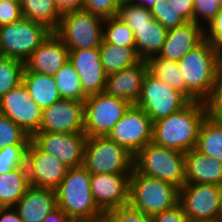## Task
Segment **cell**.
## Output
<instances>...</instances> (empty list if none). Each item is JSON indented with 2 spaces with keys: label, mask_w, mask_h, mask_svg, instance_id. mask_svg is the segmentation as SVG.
Wrapping results in <instances>:
<instances>
[{
  "label": "cell",
  "mask_w": 222,
  "mask_h": 222,
  "mask_svg": "<svg viewBox=\"0 0 222 222\" xmlns=\"http://www.w3.org/2000/svg\"><path fill=\"white\" fill-rule=\"evenodd\" d=\"M206 116L204 102H191L183 110L153 122L152 142L185 153L196 147Z\"/></svg>",
  "instance_id": "obj_1"
},
{
  "label": "cell",
  "mask_w": 222,
  "mask_h": 222,
  "mask_svg": "<svg viewBox=\"0 0 222 222\" xmlns=\"http://www.w3.org/2000/svg\"><path fill=\"white\" fill-rule=\"evenodd\" d=\"M221 57L210 41L204 39L178 61L186 89L204 102L214 86Z\"/></svg>",
  "instance_id": "obj_2"
},
{
  "label": "cell",
  "mask_w": 222,
  "mask_h": 222,
  "mask_svg": "<svg viewBox=\"0 0 222 222\" xmlns=\"http://www.w3.org/2000/svg\"><path fill=\"white\" fill-rule=\"evenodd\" d=\"M56 194L57 206L68 218H90L104 214L93 199L91 174L83 165L68 169Z\"/></svg>",
  "instance_id": "obj_3"
},
{
  "label": "cell",
  "mask_w": 222,
  "mask_h": 222,
  "mask_svg": "<svg viewBox=\"0 0 222 222\" xmlns=\"http://www.w3.org/2000/svg\"><path fill=\"white\" fill-rule=\"evenodd\" d=\"M133 168L140 174L167 181L178 188L185 185V153L153 142L134 155Z\"/></svg>",
  "instance_id": "obj_4"
},
{
  "label": "cell",
  "mask_w": 222,
  "mask_h": 222,
  "mask_svg": "<svg viewBox=\"0 0 222 222\" xmlns=\"http://www.w3.org/2000/svg\"><path fill=\"white\" fill-rule=\"evenodd\" d=\"M129 202L153 216L179 204V188L167 181L140 174L133 168Z\"/></svg>",
  "instance_id": "obj_5"
},
{
  "label": "cell",
  "mask_w": 222,
  "mask_h": 222,
  "mask_svg": "<svg viewBox=\"0 0 222 222\" xmlns=\"http://www.w3.org/2000/svg\"><path fill=\"white\" fill-rule=\"evenodd\" d=\"M134 156L108 136L87 137L83 166L90 174H131Z\"/></svg>",
  "instance_id": "obj_6"
},
{
  "label": "cell",
  "mask_w": 222,
  "mask_h": 222,
  "mask_svg": "<svg viewBox=\"0 0 222 222\" xmlns=\"http://www.w3.org/2000/svg\"><path fill=\"white\" fill-rule=\"evenodd\" d=\"M104 18L81 9L62 14L54 33L68 50L100 47L103 41Z\"/></svg>",
  "instance_id": "obj_7"
},
{
  "label": "cell",
  "mask_w": 222,
  "mask_h": 222,
  "mask_svg": "<svg viewBox=\"0 0 222 222\" xmlns=\"http://www.w3.org/2000/svg\"><path fill=\"white\" fill-rule=\"evenodd\" d=\"M52 32L44 24L22 17L0 27V51L5 57L25 62Z\"/></svg>",
  "instance_id": "obj_8"
},
{
  "label": "cell",
  "mask_w": 222,
  "mask_h": 222,
  "mask_svg": "<svg viewBox=\"0 0 222 222\" xmlns=\"http://www.w3.org/2000/svg\"><path fill=\"white\" fill-rule=\"evenodd\" d=\"M191 101L149 71L144 77L142 92L136 105L157 121L183 110Z\"/></svg>",
  "instance_id": "obj_9"
},
{
  "label": "cell",
  "mask_w": 222,
  "mask_h": 222,
  "mask_svg": "<svg viewBox=\"0 0 222 222\" xmlns=\"http://www.w3.org/2000/svg\"><path fill=\"white\" fill-rule=\"evenodd\" d=\"M131 104L104 92L84 101V133L87 137L108 136Z\"/></svg>",
  "instance_id": "obj_10"
},
{
  "label": "cell",
  "mask_w": 222,
  "mask_h": 222,
  "mask_svg": "<svg viewBox=\"0 0 222 222\" xmlns=\"http://www.w3.org/2000/svg\"><path fill=\"white\" fill-rule=\"evenodd\" d=\"M222 186L185 184L179 188V204L190 222H217L221 208Z\"/></svg>",
  "instance_id": "obj_11"
},
{
  "label": "cell",
  "mask_w": 222,
  "mask_h": 222,
  "mask_svg": "<svg viewBox=\"0 0 222 222\" xmlns=\"http://www.w3.org/2000/svg\"><path fill=\"white\" fill-rule=\"evenodd\" d=\"M108 137L134 156L152 142L153 121L141 107L131 104Z\"/></svg>",
  "instance_id": "obj_12"
},
{
  "label": "cell",
  "mask_w": 222,
  "mask_h": 222,
  "mask_svg": "<svg viewBox=\"0 0 222 222\" xmlns=\"http://www.w3.org/2000/svg\"><path fill=\"white\" fill-rule=\"evenodd\" d=\"M0 114L8 117L30 137L39 132L42 110L22 82L0 98Z\"/></svg>",
  "instance_id": "obj_13"
},
{
  "label": "cell",
  "mask_w": 222,
  "mask_h": 222,
  "mask_svg": "<svg viewBox=\"0 0 222 222\" xmlns=\"http://www.w3.org/2000/svg\"><path fill=\"white\" fill-rule=\"evenodd\" d=\"M31 140L69 169L83 165L87 140L85 133L37 132Z\"/></svg>",
  "instance_id": "obj_14"
},
{
  "label": "cell",
  "mask_w": 222,
  "mask_h": 222,
  "mask_svg": "<svg viewBox=\"0 0 222 222\" xmlns=\"http://www.w3.org/2000/svg\"><path fill=\"white\" fill-rule=\"evenodd\" d=\"M30 185L56 190L65 178L68 167L51 154L42 151L32 140L26 154Z\"/></svg>",
  "instance_id": "obj_15"
},
{
  "label": "cell",
  "mask_w": 222,
  "mask_h": 222,
  "mask_svg": "<svg viewBox=\"0 0 222 222\" xmlns=\"http://www.w3.org/2000/svg\"><path fill=\"white\" fill-rule=\"evenodd\" d=\"M39 132L84 133V102L60 99L44 108Z\"/></svg>",
  "instance_id": "obj_16"
},
{
  "label": "cell",
  "mask_w": 222,
  "mask_h": 222,
  "mask_svg": "<svg viewBox=\"0 0 222 222\" xmlns=\"http://www.w3.org/2000/svg\"><path fill=\"white\" fill-rule=\"evenodd\" d=\"M131 174H91L92 196L104 213L129 202Z\"/></svg>",
  "instance_id": "obj_17"
},
{
  "label": "cell",
  "mask_w": 222,
  "mask_h": 222,
  "mask_svg": "<svg viewBox=\"0 0 222 222\" xmlns=\"http://www.w3.org/2000/svg\"><path fill=\"white\" fill-rule=\"evenodd\" d=\"M69 60L79 75L86 96L104 91L107 75L100 59L99 47L69 50Z\"/></svg>",
  "instance_id": "obj_18"
},
{
  "label": "cell",
  "mask_w": 222,
  "mask_h": 222,
  "mask_svg": "<svg viewBox=\"0 0 222 222\" xmlns=\"http://www.w3.org/2000/svg\"><path fill=\"white\" fill-rule=\"evenodd\" d=\"M69 60V50L52 32L24 62V71L54 76Z\"/></svg>",
  "instance_id": "obj_19"
},
{
  "label": "cell",
  "mask_w": 222,
  "mask_h": 222,
  "mask_svg": "<svg viewBox=\"0 0 222 222\" xmlns=\"http://www.w3.org/2000/svg\"><path fill=\"white\" fill-rule=\"evenodd\" d=\"M147 72L148 64L146 60H141L134 66L107 75L103 92L125 99L130 104H136L140 98L143 80Z\"/></svg>",
  "instance_id": "obj_20"
},
{
  "label": "cell",
  "mask_w": 222,
  "mask_h": 222,
  "mask_svg": "<svg viewBox=\"0 0 222 222\" xmlns=\"http://www.w3.org/2000/svg\"><path fill=\"white\" fill-rule=\"evenodd\" d=\"M204 39L205 31L202 26L194 21L186 22L168 30L165 43L157 56L178 62Z\"/></svg>",
  "instance_id": "obj_21"
},
{
  "label": "cell",
  "mask_w": 222,
  "mask_h": 222,
  "mask_svg": "<svg viewBox=\"0 0 222 222\" xmlns=\"http://www.w3.org/2000/svg\"><path fill=\"white\" fill-rule=\"evenodd\" d=\"M56 207V190L34 186L14 206L23 222H42Z\"/></svg>",
  "instance_id": "obj_22"
},
{
  "label": "cell",
  "mask_w": 222,
  "mask_h": 222,
  "mask_svg": "<svg viewBox=\"0 0 222 222\" xmlns=\"http://www.w3.org/2000/svg\"><path fill=\"white\" fill-rule=\"evenodd\" d=\"M185 184L222 186V163L195 148L185 152Z\"/></svg>",
  "instance_id": "obj_23"
},
{
  "label": "cell",
  "mask_w": 222,
  "mask_h": 222,
  "mask_svg": "<svg viewBox=\"0 0 222 222\" xmlns=\"http://www.w3.org/2000/svg\"><path fill=\"white\" fill-rule=\"evenodd\" d=\"M22 83L41 110L61 99L53 76L23 71Z\"/></svg>",
  "instance_id": "obj_24"
},
{
  "label": "cell",
  "mask_w": 222,
  "mask_h": 222,
  "mask_svg": "<svg viewBox=\"0 0 222 222\" xmlns=\"http://www.w3.org/2000/svg\"><path fill=\"white\" fill-rule=\"evenodd\" d=\"M166 30L157 20L152 18L148 24L134 26L136 51L142 60L158 55L165 43Z\"/></svg>",
  "instance_id": "obj_25"
},
{
  "label": "cell",
  "mask_w": 222,
  "mask_h": 222,
  "mask_svg": "<svg viewBox=\"0 0 222 222\" xmlns=\"http://www.w3.org/2000/svg\"><path fill=\"white\" fill-rule=\"evenodd\" d=\"M99 50L106 75L134 66L142 60L136 51V47L117 46L103 40Z\"/></svg>",
  "instance_id": "obj_26"
},
{
  "label": "cell",
  "mask_w": 222,
  "mask_h": 222,
  "mask_svg": "<svg viewBox=\"0 0 222 222\" xmlns=\"http://www.w3.org/2000/svg\"><path fill=\"white\" fill-rule=\"evenodd\" d=\"M26 166L0 174V204L2 207H14L30 187Z\"/></svg>",
  "instance_id": "obj_27"
},
{
  "label": "cell",
  "mask_w": 222,
  "mask_h": 222,
  "mask_svg": "<svg viewBox=\"0 0 222 222\" xmlns=\"http://www.w3.org/2000/svg\"><path fill=\"white\" fill-rule=\"evenodd\" d=\"M146 62L148 64V71L153 76L164 81L169 87L184 94L191 102L198 101L186 89L183 73L180 71L178 62L164 59L157 55L148 58Z\"/></svg>",
  "instance_id": "obj_28"
},
{
  "label": "cell",
  "mask_w": 222,
  "mask_h": 222,
  "mask_svg": "<svg viewBox=\"0 0 222 222\" xmlns=\"http://www.w3.org/2000/svg\"><path fill=\"white\" fill-rule=\"evenodd\" d=\"M195 149L222 163V119L206 116Z\"/></svg>",
  "instance_id": "obj_29"
},
{
  "label": "cell",
  "mask_w": 222,
  "mask_h": 222,
  "mask_svg": "<svg viewBox=\"0 0 222 222\" xmlns=\"http://www.w3.org/2000/svg\"><path fill=\"white\" fill-rule=\"evenodd\" d=\"M21 12L24 18L42 23L53 32L58 28L62 16L57 11L54 0H23Z\"/></svg>",
  "instance_id": "obj_30"
},
{
  "label": "cell",
  "mask_w": 222,
  "mask_h": 222,
  "mask_svg": "<svg viewBox=\"0 0 222 222\" xmlns=\"http://www.w3.org/2000/svg\"><path fill=\"white\" fill-rule=\"evenodd\" d=\"M53 77L61 99H72L79 102L85 101L87 96L83 93L81 80L70 60Z\"/></svg>",
  "instance_id": "obj_31"
},
{
  "label": "cell",
  "mask_w": 222,
  "mask_h": 222,
  "mask_svg": "<svg viewBox=\"0 0 222 222\" xmlns=\"http://www.w3.org/2000/svg\"><path fill=\"white\" fill-rule=\"evenodd\" d=\"M103 40L117 46L136 47L134 32L117 16L104 18Z\"/></svg>",
  "instance_id": "obj_32"
},
{
  "label": "cell",
  "mask_w": 222,
  "mask_h": 222,
  "mask_svg": "<svg viewBox=\"0 0 222 222\" xmlns=\"http://www.w3.org/2000/svg\"><path fill=\"white\" fill-rule=\"evenodd\" d=\"M24 62L4 57L0 61V98L22 82Z\"/></svg>",
  "instance_id": "obj_33"
},
{
  "label": "cell",
  "mask_w": 222,
  "mask_h": 222,
  "mask_svg": "<svg viewBox=\"0 0 222 222\" xmlns=\"http://www.w3.org/2000/svg\"><path fill=\"white\" fill-rule=\"evenodd\" d=\"M117 17L120 18L134 32V26L148 24L153 18L150 9L135 5L128 0H123L119 7Z\"/></svg>",
  "instance_id": "obj_34"
},
{
  "label": "cell",
  "mask_w": 222,
  "mask_h": 222,
  "mask_svg": "<svg viewBox=\"0 0 222 222\" xmlns=\"http://www.w3.org/2000/svg\"><path fill=\"white\" fill-rule=\"evenodd\" d=\"M31 137L8 117L0 114V150L9 145H29Z\"/></svg>",
  "instance_id": "obj_35"
},
{
  "label": "cell",
  "mask_w": 222,
  "mask_h": 222,
  "mask_svg": "<svg viewBox=\"0 0 222 222\" xmlns=\"http://www.w3.org/2000/svg\"><path fill=\"white\" fill-rule=\"evenodd\" d=\"M150 11L153 18L166 30L177 28L187 22L177 13L168 0H157Z\"/></svg>",
  "instance_id": "obj_36"
},
{
  "label": "cell",
  "mask_w": 222,
  "mask_h": 222,
  "mask_svg": "<svg viewBox=\"0 0 222 222\" xmlns=\"http://www.w3.org/2000/svg\"><path fill=\"white\" fill-rule=\"evenodd\" d=\"M28 145H9L0 150V174L26 166Z\"/></svg>",
  "instance_id": "obj_37"
},
{
  "label": "cell",
  "mask_w": 222,
  "mask_h": 222,
  "mask_svg": "<svg viewBox=\"0 0 222 222\" xmlns=\"http://www.w3.org/2000/svg\"><path fill=\"white\" fill-rule=\"evenodd\" d=\"M106 222H151V216L130 202L104 212Z\"/></svg>",
  "instance_id": "obj_38"
},
{
  "label": "cell",
  "mask_w": 222,
  "mask_h": 222,
  "mask_svg": "<svg viewBox=\"0 0 222 222\" xmlns=\"http://www.w3.org/2000/svg\"><path fill=\"white\" fill-rule=\"evenodd\" d=\"M204 103L208 116L222 119V57L216 71L214 86Z\"/></svg>",
  "instance_id": "obj_39"
},
{
  "label": "cell",
  "mask_w": 222,
  "mask_h": 222,
  "mask_svg": "<svg viewBox=\"0 0 222 222\" xmlns=\"http://www.w3.org/2000/svg\"><path fill=\"white\" fill-rule=\"evenodd\" d=\"M221 10L217 0H194L193 21L205 29Z\"/></svg>",
  "instance_id": "obj_40"
},
{
  "label": "cell",
  "mask_w": 222,
  "mask_h": 222,
  "mask_svg": "<svg viewBox=\"0 0 222 222\" xmlns=\"http://www.w3.org/2000/svg\"><path fill=\"white\" fill-rule=\"evenodd\" d=\"M123 0H84L83 9L103 18L117 16Z\"/></svg>",
  "instance_id": "obj_41"
},
{
  "label": "cell",
  "mask_w": 222,
  "mask_h": 222,
  "mask_svg": "<svg viewBox=\"0 0 222 222\" xmlns=\"http://www.w3.org/2000/svg\"><path fill=\"white\" fill-rule=\"evenodd\" d=\"M204 31L205 39L211 42L219 56L222 57V10L214 17Z\"/></svg>",
  "instance_id": "obj_42"
},
{
  "label": "cell",
  "mask_w": 222,
  "mask_h": 222,
  "mask_svg": "<svg viewBox=\"0 0 222 222\" xmlns=\"http://www.w3.org/2000/svg\"><path fill=\"white\" fill-rule=\"evenodd\" d=\"M22 17L21 4L8 0L0 1V27L14 23Z\"/></svg>",
  "instance_id": "obj_43"
},
{
  "label": "cell",
  "mask_w": 222,
  "mask_h": 222,
  "mask_svg": "<svg viewBox=\"0 0 222 222\" xmlns=\"http://www.w3.org/2000/svg\"><path fill=\"white\" fill-rule=\"evenodd\" d=\"M151 222H190L180 204L151 216Z\"/></svg>",
  "instance_id": "obj_44"
},
{
  "label": "cell",
  "mask_w": 222,
  "mask_h": 222,
  "mask_svg": "<svg viewBox=\"0 0 222 222\" xmlns=\"http://www.w3.org/2000/svg\"><path fill=\"white\" fill-rule=\"evenodd\" d=\"M177 13L187 22L193 21L194 0H168Z\"/></svg>",
  "instance_id": "obj_45"
},
{
  "label": "cell",
  "mask_w": 222,
  "mask_h": 222,
  "mask_svg": "<svg viewBox=\"0 0 222 222\" xmlns=\"http://www.w3.org/2000/svg\"><path fill=\"white\" fill-rule=\"evenodd\" d=\"M84 0H54L57 11L62 15L64 13L83 9Z\"/></svg>",
  "instance_id": "obj_46"
},
{
  "label": "cell",
  "mask_w": 222,
  "mask_h": 222,
  "mask_svg": "<svg viewBox=\"0 0 222 222\" xmlns=\"http://www.w3.org/2000/svg\"><path fill=\"white\" fill-rule=\"evenodd\" d=\"M0 222H23L14 207H2L0 209Z\"/></svg>",
  "instance_id": "obj_47"
},
{
  "label": "cell",
  "mask_w": 222,
  "mask_h": 222,
  "mask_svg": "<svg viewBox=\"0 0 222 222\" xmlns=\"http://www.w3.org/2000/svg\"><path fill=\"white\" fill-rule=\"evenodd\" d=\"M67 214L58 206L53 209L42 222H66Z\"/></svg>",
  "instance_id": "obj_48"
},
{
  "label": "cell",
  "mask_w": 222,
  "mask_h": 222,
  "mask_svg": "<svg viewBox=\"0 0 222 222\" xmlns=\"http://www.w3.org/2000/svg\"><path fill=\"white\" fill-rule=\"evenodd\" d=\"M66 222H106L105 216L99 215V216H94L90 218H68Z\"/></svg>",
  "instance_id": "obj_49"
},
{
  "label": "cell",
  "mask_w": 222,
  "mask_h": 222,
  "mask_svg": "<svg viewBox=\"0 0 222 222\" xmlns=\"http://www.w3.org/2000/svg\"><path fill=\"white\" fill-rule=\"evenodd\" d=\"M132 4L140 5L146 9H151L157 0H128Z\"/></svg>",
  "instance_id": "obj_50"
},
{
  "label": "cell",
  "mask_w": 222,
  "mask_h": 222,
  "mask_svg": "<svg viewBox=\"0 0 222 222\" xmlns=\"http://www.w3.org/2000/svg\"><path fill=\"white\" fill-rule=\"evenodd\" d=\"M217 222H222V198H221V208H220V213L218 216V221Z\"/></svg>",
  "instance_id": "obj_51"
},
{
  "label": "cell",
  "mask_w": 222,
  "mask_h": 222,
  "mask_svg": "<svg viewBox=\"0 0 222 222\" xmlns=\"http://www.w3.org/2000/svg\"><path fill=\"white\" fill-rule=\"evenodd\" d=\"M17 4H22L23 0H8Z\"/></svg>",
  "instance_id": "obj_52"
},
{
  "label": "cell",
  "mask_w": 222,
  "mask_h": 222,
  "mask_svg": "<svg viewBox=\"0 0 222 222\" xmlns=\"http://www.w3.org/2000/svg\"><path fill=\"white\" fill-rule=\"evenodd\" d=\"M5 56L3 55V53L0 51V61L4 58Z\"/></svg>",
  "instance_id": "obj_53"
},
{
  "label": "cell",
  "mask_w": 222,
  "mask_h": 222,
  "mask_svg": "<svg viewBox=\"0 0 222 222\" xmlns=\"http://www.w3.org/2000/svg\"><path fill=\"white\" fill-rule=\"evenodd\" d=\"M219 5L222 7V0H217Z\"/></svg>",
  "instance_id": "obj_54"
}]
</instances>
